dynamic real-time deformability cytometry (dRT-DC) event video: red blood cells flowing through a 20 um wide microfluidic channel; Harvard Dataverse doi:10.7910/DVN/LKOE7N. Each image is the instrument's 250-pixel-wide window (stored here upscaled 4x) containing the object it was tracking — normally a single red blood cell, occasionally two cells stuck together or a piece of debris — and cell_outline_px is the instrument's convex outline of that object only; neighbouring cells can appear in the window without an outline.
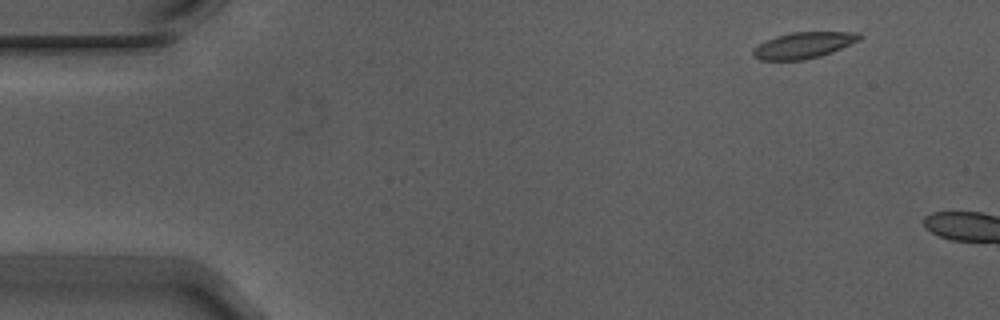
{"species": "Egyptian fruit bat (a non-hibernating species)", "species_latin": "Rousettus aegyptiacus", "temperature_condition": "warm", "stored_images_in_passage": 2, "camera_frame_rate_fps": 3000, "um_per_image_px": 0.085, "animal": {"sex": "male"}, "frame": {"image": 1, "passage_image": 1, "time_ms": 0.0, "image_size_px": [1000, 320], "cell_outline_px": [[864, 36], [860, 40], [832, 52], [820, 56], [804, 60], [760, 60], [752, 56], [752, 48], [764, 40], [776, 36], [792, 32], [860, 32]], "centroid_in_image_um": [68.28, 3.84], "position_along_channel_um": 16.7, "area_um2": 16.47}}